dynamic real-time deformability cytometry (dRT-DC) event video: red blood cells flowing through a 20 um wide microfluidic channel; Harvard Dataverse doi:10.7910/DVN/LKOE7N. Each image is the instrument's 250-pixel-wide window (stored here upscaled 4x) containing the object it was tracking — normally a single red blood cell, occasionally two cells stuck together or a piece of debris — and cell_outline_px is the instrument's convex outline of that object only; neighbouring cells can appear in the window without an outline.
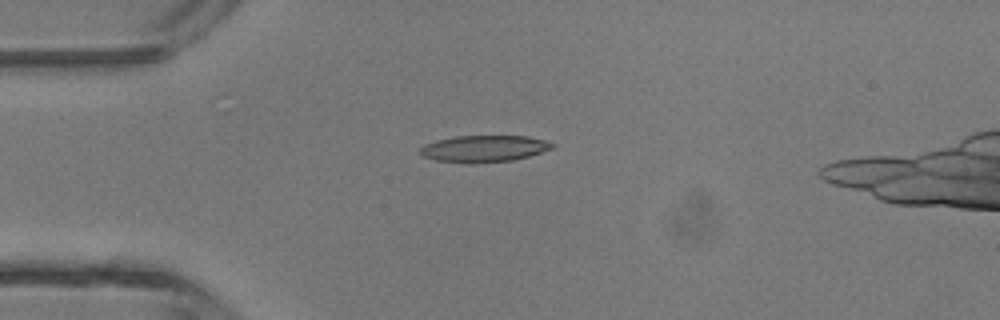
{"species": "common noctule bat (a hibernating species)", "species_latin": "Nyctalus noctula", "temperature_condition": "room temperature", "stored_images_in_passage": 4, "camera_frame_rate_fps": 3000, "um_per_image_px": 0.085, "animal": {"sex": "male", "body_mass_g": 13.3}, "frame": {"image": 1, "passage_image": 4, "time_ms": 3.333, "image_size_px": [1000, 320], "cell_outline_px": [[556, 144], [552, 148], [528, 156], [512, 160], [472, 164], [468, 164], [436, 160], [424, 156], [420, 152], [420, 148], [424, 144], [436, 140], [456, 136], [528, 136], [544, 140]], "centroid_in_image_um": [41.12, 12.64], "position_along_channel_um": 43.9, "area_um2": 20.52}}